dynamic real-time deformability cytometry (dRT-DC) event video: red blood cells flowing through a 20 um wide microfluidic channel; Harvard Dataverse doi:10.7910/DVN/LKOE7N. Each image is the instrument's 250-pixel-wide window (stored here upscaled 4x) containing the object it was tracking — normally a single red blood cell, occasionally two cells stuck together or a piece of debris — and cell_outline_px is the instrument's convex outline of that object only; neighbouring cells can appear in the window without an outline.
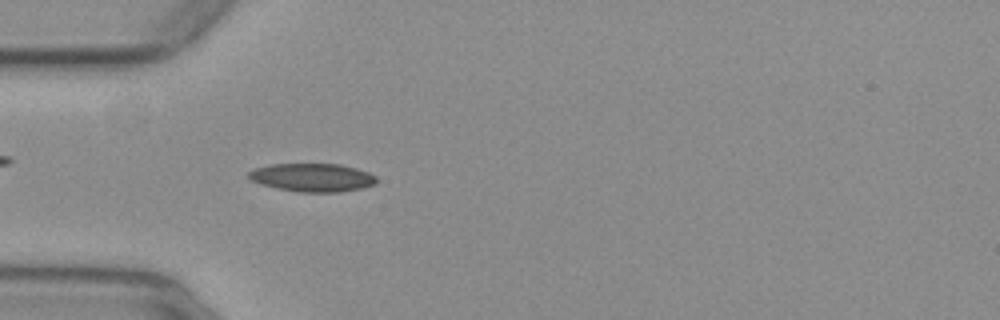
{"species": "common noctule bat (a hibernating species)", "species_latin": "Nyctalus noctula", "temperature_condition": "warm", "stored_images_in_passage": 52, "camera_frame_rate_fps": 3000, "um_per_image_px": 0.085, "animal": {"sex": "female", "body_mass_g": 29.2, "forearm_length_mm": 56.3}, "frame": {"image": 1, "passage_image": 16, "time_ms": 5.0, "image_size_px": [1000, 320], "cell_outline_px": [[376, 184], [360, 188], [340, 192], [300, 192], [276, 188], [260, 184], [252, 180], [248, 176], [248, 172], [256, 168], [272, 164], [340, 164], [356, 168], [368, 172], [376, 176]], "centroid_in_image_um": [26.56, 15.09], "position_along_channel_um": 58.4, "area_um2": 20.98}}
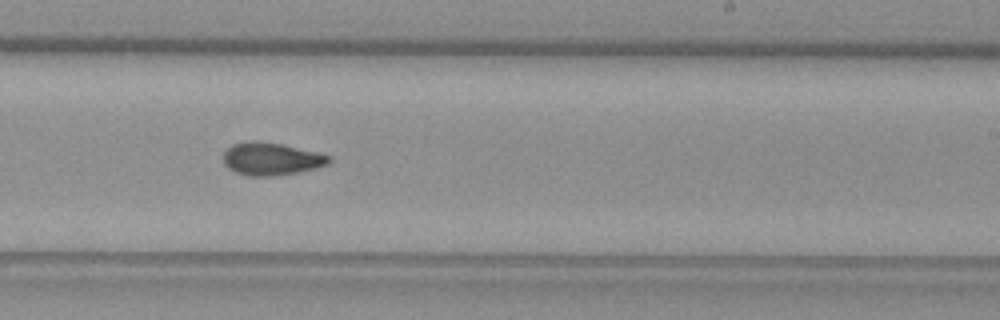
{"frame": {"image": 2, "passage_image": 32, "time_ms": 10.333, "image_size_px": [1000, 320], "cell_outline_px": [[332, 160], [328, 164], [316, 168], [296, 172], [272, 176], [248, 176], [236, 172], [228, 168], [224, 164], [224, 152], [232, 144], [248, 140], [256, 140], [280, 144], [316, 152], [332, 156]], "centroid_in_image_um": [23.04, 13.5], "position_along_channel_um": 266.0, "area_um2": 20.06}}
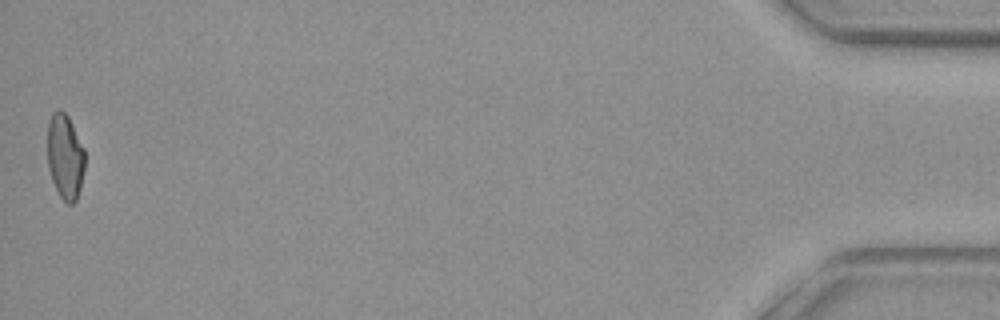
{"frame": {"image": 3, "passage_image": 52, "time_ms": 17.0, "image_size_px": [1000, 320], "cell_outline_px": [[84, 168], [80, 188], [76, 200], [72, 204], [68, 204], [60, 196], [52, 180], [48, 168], [48, 120], [52, 112], [60, 108], [68, 116], [84, 148]], "centroid_in_image_um": [5.52, 13.28], "position_along_channel_um": 429.7, "area_um2": 18.5}, "authors_computed_cell_mechanics": {"area_um2": 19.5364, "velocity_mm_per_s": 3.9659, "shape_relaxation_time_tau1_ms": null, "shape_relaxation_time_tau2_ms": 3.4937, "deformation_change_tau1": null, "deformation_change_tau2": 0.0917}}